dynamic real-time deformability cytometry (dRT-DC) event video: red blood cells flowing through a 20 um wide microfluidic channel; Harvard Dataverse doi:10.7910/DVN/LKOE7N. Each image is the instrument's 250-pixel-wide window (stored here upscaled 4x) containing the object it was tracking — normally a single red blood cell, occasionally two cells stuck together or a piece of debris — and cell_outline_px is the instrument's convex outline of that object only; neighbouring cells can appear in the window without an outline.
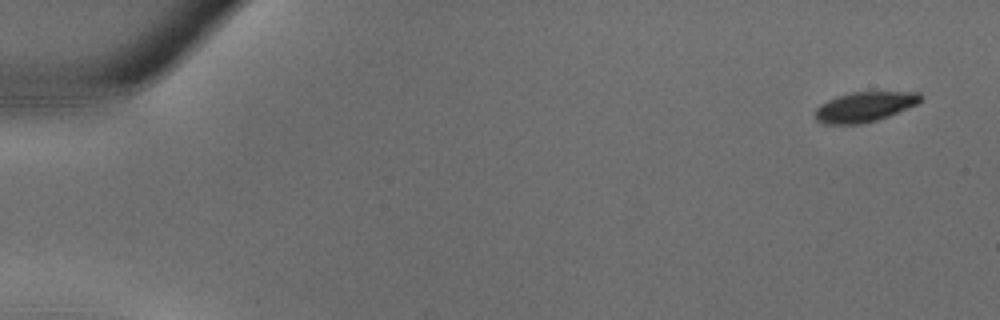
{"species": "common noctule bat (a hibernating species)", "species_latin": "Nyctalus noctula", "temperature_condition": "warm", "stored_images_in_passage": 27, "camera_frame_rate_fps": 3000, "um_per_image_px": 0.085, "animal": {"sex": "male", "body_mass_g": 18.8}, "frame": {"image": 1, "passage_image": 1, "time_ms": 0.0, "image_size_px": [1000, 320], "cell_outline_px": [[924, 96], [916, 104], [888, 116], [876, 120], [860, 124], [824, 124], [816, 120], [816, 108], [820, 104], [836, 96], [852, 92], [920, 92]], "centroid_in_image_um": [73.48, 9.07], "position_along_channel_um": 11.5, "area_um2": 18.26}}
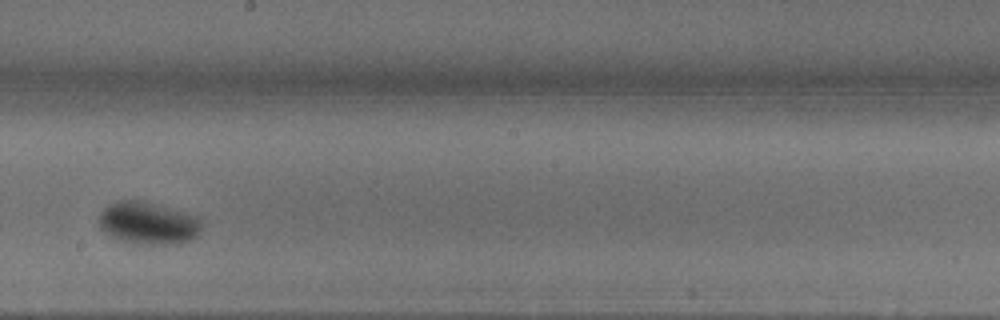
{"frame": {"image": 2, "passage_image": 12, "time_ms": 3.667, "image_size_px": [1000, 320], "cell_outline_px": [[204, 224], [196, 236], [180, 244], [132, 244], [116, 240], [104, 232], [100, 228], [100, 212], [108, 204], [120, 200], [140, 200], [200, 216]], "centroid_in_image_um": [12.6, 18.98], "position_along_channel_um": 235.6, "area_um2": 25.78}}
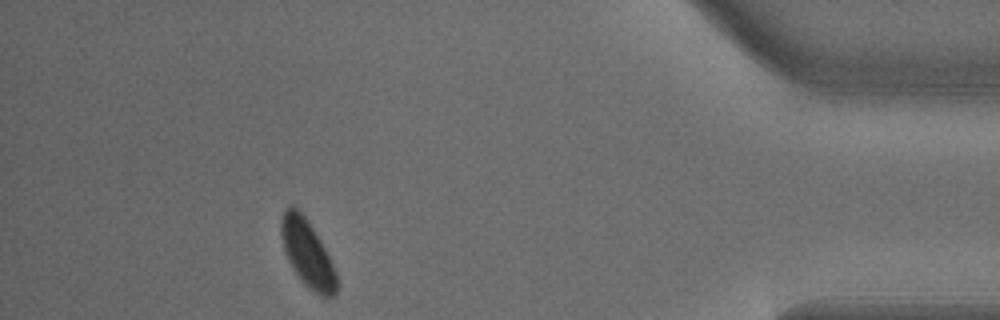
{"frame": {"image": 3, "passage_image": 24, "time_ms": 7.667, "image_size_px": [1000, 320], "cell_outline_px": [[336, 296], [320, 296], [308, 288], [304, 284], [292, 268], [288, 260], [284, 248], [280, 232], [280, 220], [284, 212], [292, 204], [304, 216], [320, 240], [336, 272]], "centroid_in_image_um": [26.11, 21.56], "position_along_channel_um": 409.1, "area_um2": 21.21}}